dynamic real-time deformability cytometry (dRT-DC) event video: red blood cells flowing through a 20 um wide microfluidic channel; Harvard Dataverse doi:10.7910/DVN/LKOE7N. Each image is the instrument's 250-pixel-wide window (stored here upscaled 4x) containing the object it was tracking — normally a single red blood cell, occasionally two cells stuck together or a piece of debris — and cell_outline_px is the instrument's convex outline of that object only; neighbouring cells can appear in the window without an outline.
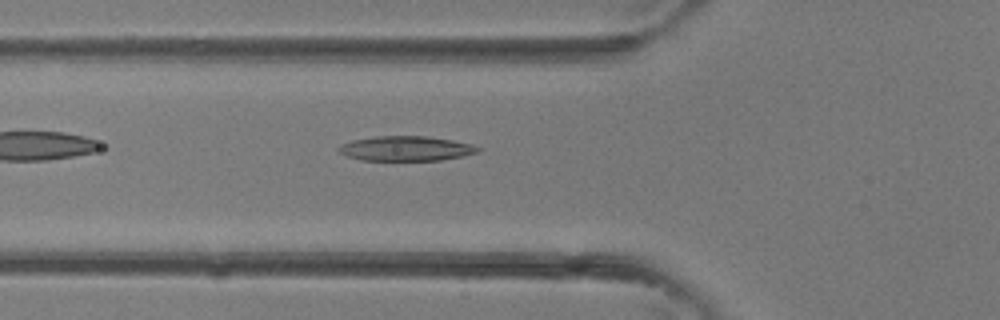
{"species": "common noctule bat (a hibernating species)", "species_latin": "Nyctalus noctula", "temperature_condition": "room temperature", "stored_images_in_passage": 5, "camera_frame_rate_fps": 3000, "um_per_image_px": 0.085, "animal": {"sex": "female"}, "frame": {"image": 1, "passage_image": 5, "time_ms": 1.333, "image_size_px": [1000, 320], "cell_outline_px": [[480, 152], [464, 156], [440, 160], [360, 160], [344, 156], [336, 148], [340, 144], [352, 140], [376, 136], [428, 136], [452, 140], [472, 144], [480, 148]], "centroid_in_image_um": [34.48, 12.62], "position_along_channel_um": 91.3, "area_um2": 20.29}}